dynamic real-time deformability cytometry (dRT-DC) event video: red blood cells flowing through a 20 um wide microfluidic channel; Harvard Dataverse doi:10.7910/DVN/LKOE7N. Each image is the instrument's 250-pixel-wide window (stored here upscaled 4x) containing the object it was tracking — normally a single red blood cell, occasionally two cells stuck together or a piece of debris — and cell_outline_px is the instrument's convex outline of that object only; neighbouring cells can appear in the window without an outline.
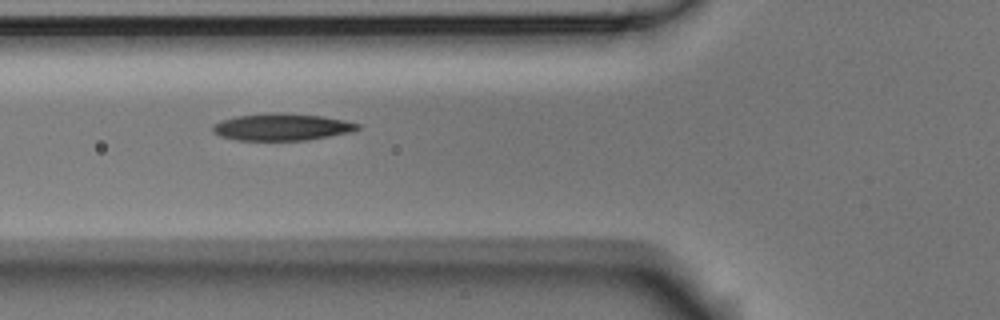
{"species": "Egyptian fruit bat (a non-hibernating species)", "species_latin": "Rousettus aegyptiacus", "temperature_condition": "room temperature", "stored_images_in_passage": 5, "camera_frame_rate_fps": 3000, "um_per_image_px": 0.085, "animal": {"sex": "male"}, "frame": {"image": 1, "passage_image": 5, "time_ms": 1.333, "image_size_px": [1000, 320], "cell_outline_px": [[360, 128], [348, 132], [328, 136], [304, 140], [236, 140], [220, 136], [212, 132], [212, 124], [220, 120], [236, 116], [268, 112], [280, 112], [320, 116], [344, 120], [360, 124]], "centroid_in_image_um": [23.87, 10.78], "position_along_channel_um": 101.9, "area_um2": 22.77}}